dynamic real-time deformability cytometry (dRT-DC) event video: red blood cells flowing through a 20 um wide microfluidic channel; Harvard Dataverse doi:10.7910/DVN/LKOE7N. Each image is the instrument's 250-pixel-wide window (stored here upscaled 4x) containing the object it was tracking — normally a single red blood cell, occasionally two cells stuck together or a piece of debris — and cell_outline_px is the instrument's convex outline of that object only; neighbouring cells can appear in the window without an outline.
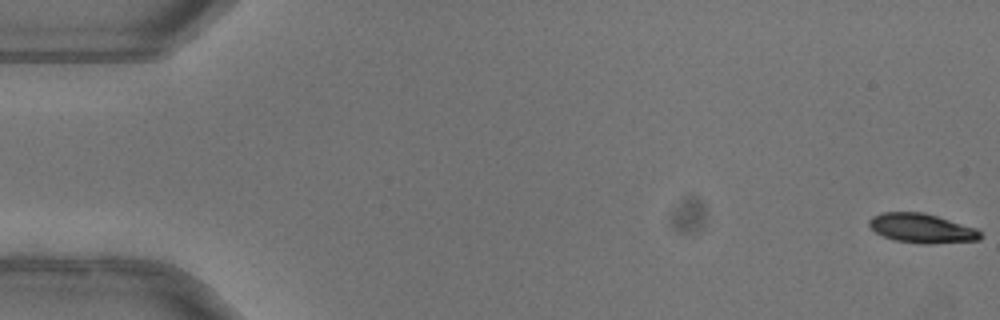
{"species": "common noctule bat (a hibernating species)", "species_latin": "Nyctalus noctula", "temperature_condition": "warm", "stored_images_in_passage": 53, "camera_frame_rate_fps": 3000, "um_per_image_px": 0.085, "animal": {"sex": "female"}, "frame": {"image": 1, "passage_image": 1, "time_ms": 0.0, "image_size_px": [1000, 320], "cell_outline_px": [[980, 240], [928, 244], [920, 244], [896, 240], [884, 236], [876, 232], [868, 224], [868, 220], [872, 216], [880, 212], [924, 212], [976, 228], [980, 232]], "centroid_in_image_um": [78.33, 19.39], "position_along_channel_um": 6.7, "area_um2": 18.96}}
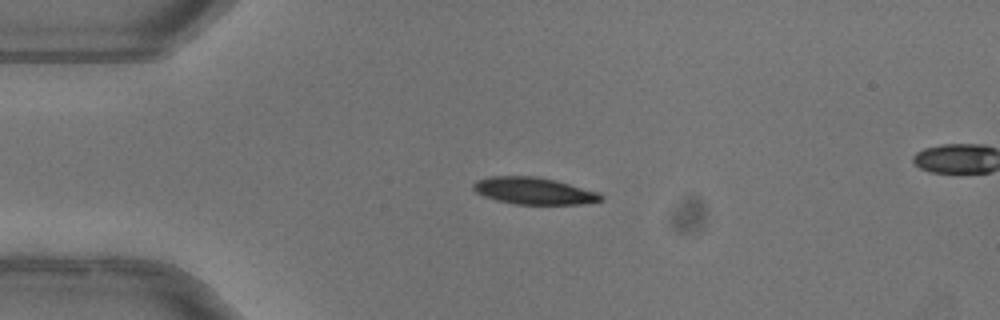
{"frame": {"image": 2, "passage_image": 13, "time_ms": 4.0, "image_size_px": [1000, 320], "cell_outline_px": [[604, 200], [584, 204], [516, 204], [496, 200], [484, 196], [476, 192], [472, 188], [472, 184], [476, 180], [488, 176], [536, 176], [556, 180], [600, 192], [604, 196]], "centroid_in_image_um": [45.4, 16.22], "position_along_channel_um": 39.6, "area_um2": 20.29}}
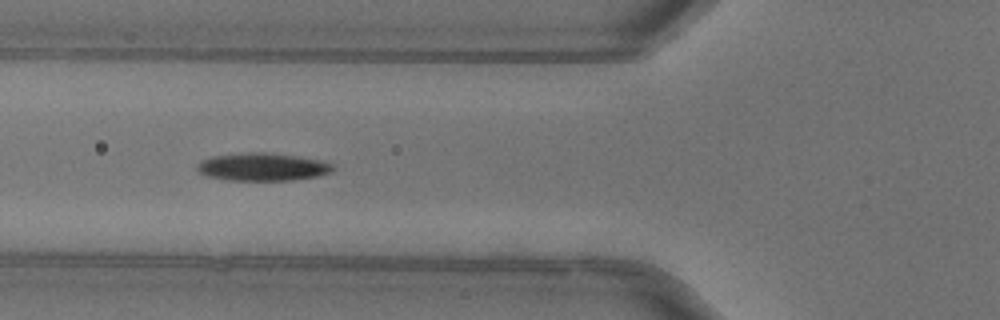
{"frame": {"image": 3, "passage_image": 20, "time_ms": 6.333, "image_size_px": [1000, 320], "cell_outline_px": [[332, 172], [320, 176], [292, 180], [228, 180], [208, 176], [200, 172], [196, 168], [196, 164], [200, 160], [212, 156], [248, 152], [264, 152], [296, 156], [320, 160], [332, 164]], "centroid_in_image_um": [22.29, 14.18], "position_along_channel_um": 103.5, "area_um2": 21.96}, "authors_computed_cell_mechanics": {"area_um2": 20.6924, "velocity_mm_per_s": 4.0321, "shape_relaxation_time_tau1_ms": 3.4611, "shape_relaxation_time_tau2_ms": null, "deformation_change_tau1": 0.1555, "deformation_change_tau2": null}}